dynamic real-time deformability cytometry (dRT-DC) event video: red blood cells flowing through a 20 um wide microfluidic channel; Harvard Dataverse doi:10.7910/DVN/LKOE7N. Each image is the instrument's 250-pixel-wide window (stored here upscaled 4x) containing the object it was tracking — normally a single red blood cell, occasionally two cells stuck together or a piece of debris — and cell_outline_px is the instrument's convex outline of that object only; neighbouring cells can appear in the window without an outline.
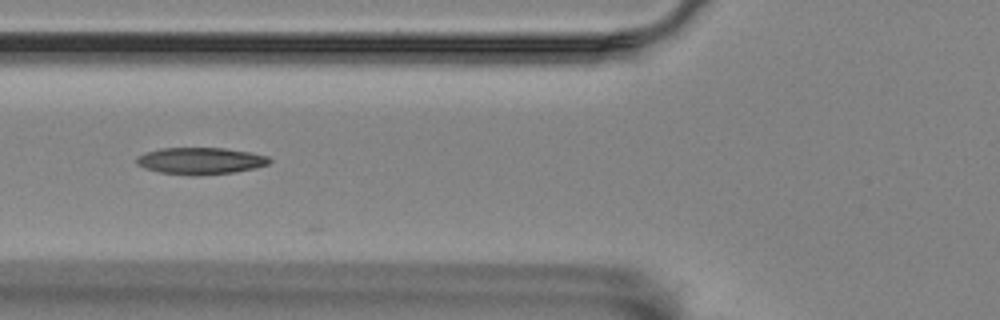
{"species": "Egyptian fruit bat (a non-hibernating species)", "species_latin": "Rousettus aegyptiacus", "temperature_condition": "room temperature", "stored_images_in_passage": 8, "camera_frame_rate_fps": 3000, "um_per_image_px": 0.085, "animal": {"sex": "female"}, "frame": {"image": 1, "passage_image": 7, "time_ms": 2.0, "image_size_px": [1000, 320], "cell_outline_px": [[272, 160], [268, 164], [256, 168], [236, 172], [196, 176], [192, 176], [160, 172], [144, 168], [136, 164], [136, 156], [160, 148], [224, 148], [248, 152], [268, 156]], "centroid_in_image_um": [17.04, 13.68], "position_along_channel_um": 108.8, "area_um2": 20.87}}